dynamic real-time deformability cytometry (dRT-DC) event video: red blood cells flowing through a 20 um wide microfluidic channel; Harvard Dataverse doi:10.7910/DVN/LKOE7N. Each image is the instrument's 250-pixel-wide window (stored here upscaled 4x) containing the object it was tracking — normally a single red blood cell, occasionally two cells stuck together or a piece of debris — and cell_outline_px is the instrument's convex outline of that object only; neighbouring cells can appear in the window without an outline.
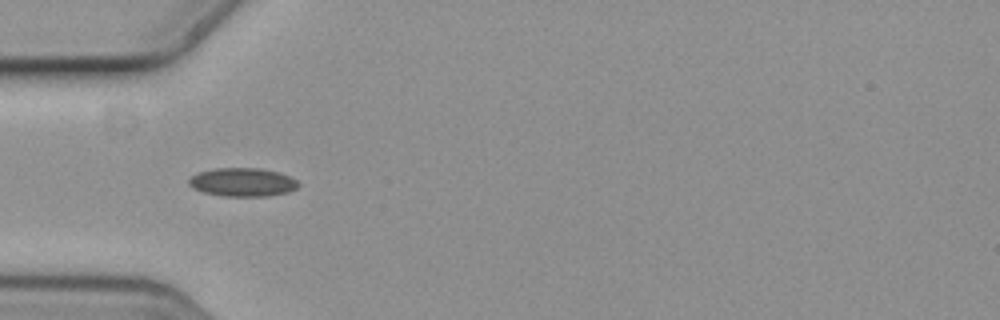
{"species": "common noctule bat (a hibernating species)", "species_latin": "Nyctalus noctula", "temperature_condition": "cold", "stored_images_in_passage": 2, "camera_frame_rate_fps": 3000, "um_per_image_px": 0.085, "animal": {"sex": "female", "body_mass_g": 19.3, "forearm_length_mm": 54.1}, "frame": {"image": 1, "passage_image": 1, "time_ms": 0.0, "image_size_px": [1000, 320], "cell_outline_px": [[300, 184], [296, 188], [288, 192], [268, 196], [224, 196], [204, 192], [192, 188], [188, 184], [188, 180], [196, 172], [216, 168], [260, 168], [280, 172], [296, 180]], "centroid_in_image_um": [20.6, 15.48], "position_along_channel_um": 64.4, "area_um2": 18.26}}
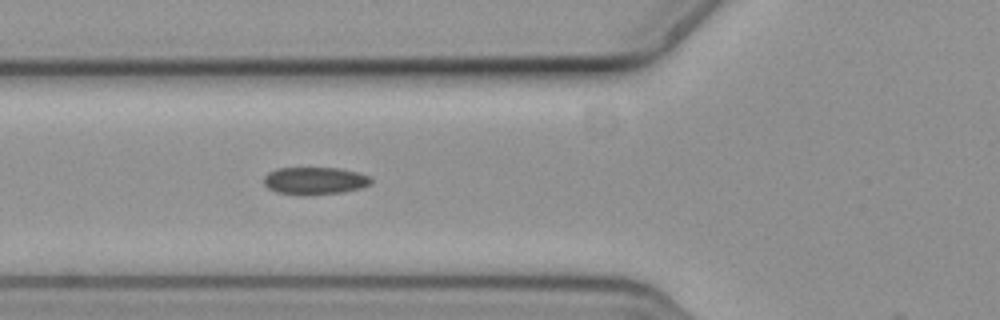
{"frame": {"image": 2, "passage_image": 2, "time_ms": 0.333, "image_size_px": [1000, 320], "cell_outline_px": [[372, 184], [360, 188], [344, 192], [304, 196], [300, 196], [276, 192], [268, 188], [264, 184], [264, 176], [268, 172], [276, 168], [340, 168], [356, 172], [368, 176], [372, 180]], "centroid_in_image_um": [26.73, 15.38], "position_along_channel_um": 99.1, "area_um2": 17.4}}